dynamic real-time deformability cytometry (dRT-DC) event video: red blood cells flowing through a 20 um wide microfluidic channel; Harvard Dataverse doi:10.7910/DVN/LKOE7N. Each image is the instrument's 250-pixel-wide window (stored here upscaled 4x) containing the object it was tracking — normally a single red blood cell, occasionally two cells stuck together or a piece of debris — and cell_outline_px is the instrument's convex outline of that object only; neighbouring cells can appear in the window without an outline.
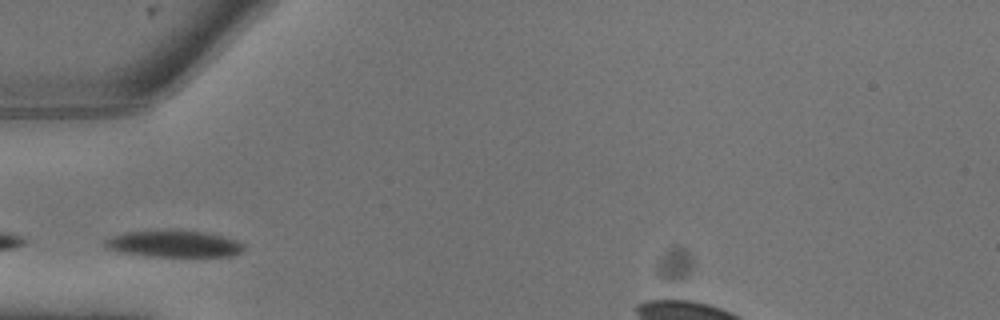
{"species": "common noctule bat (a hibernating species)", "species_latin": "Nyctalus noctula", "temperature_condition": "warm", "stored_images_in_passage": 3, "camera_frame_rate_fps": 3000, "um_per_image_px": 0.085, "animal": {"sex": "male", "body_mass_g": 13.3}, "frame": {"image": 1, "passage_image": 2, "time_ms": 0.333, "image_size_px": [1000, 320], "cell_outline_px": [[244, 248], [240, 252], [232, 256], [144, 256], [120, 252], [104, 248], [104, 240], [112, 236], [124, 232], [164, 228], [172, 228], [204, 232], [236, 240]], "centroid_in_image_um": [14.67, 20.69], "position_along_channel_um": 70.3, "area_um2": 22.08}}